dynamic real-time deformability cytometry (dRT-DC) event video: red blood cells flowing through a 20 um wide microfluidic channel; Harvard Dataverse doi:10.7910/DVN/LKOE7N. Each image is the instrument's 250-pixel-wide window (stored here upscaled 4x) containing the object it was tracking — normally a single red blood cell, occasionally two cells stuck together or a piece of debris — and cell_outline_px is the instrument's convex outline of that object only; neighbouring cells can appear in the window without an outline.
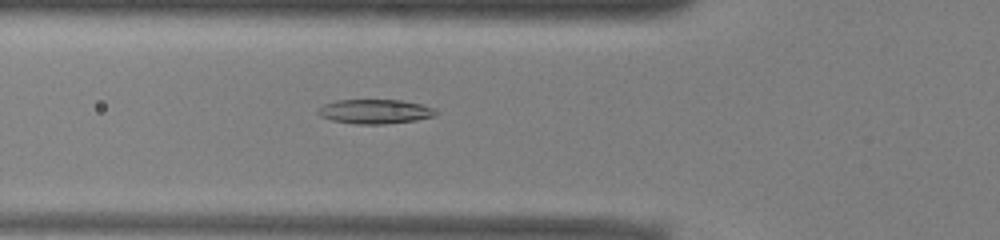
{"species": "common noctule bat (a hibernating species)", "species_latin": "Nyctalus noctula", "temperature_condition": "warm", "stored_images_in_passage": 51, "camera_frame_rate_fps": 3000, "um_per_image_px": 0.085, "animal": {"sex": "male", "body_mass_g": 13.0, "forearm_length_mm": 53.1}, "frame": {"image": 1, "passage_image": 18, "time_ms": 5.667, "image_size_px": [1000, 240], "cell_outline_px": [[436, 116], [416, 120], [384, 124], [356, 124], [332, 120], [320, 116], [316, 112], [324, 104], [336, 100], [400, 100], [420, 104], [436, 108]], "centroid_in_image_um": [31.88, 9.48], "position_along_channel_um": 93.9, "area_um2": 16.7}}
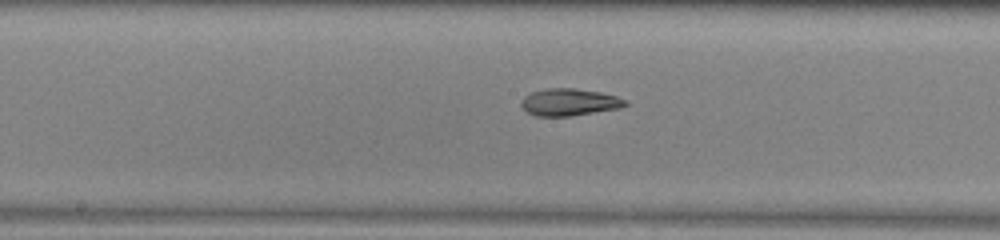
{"frame": {"image": 2, "passage_image": 26, "time_ms": 8.333, "image_size_px": [1000, 240], "cell_outline_px": [[628, 104], [620, 108], [572, 116], [536, 116], [528, 112], [520, 104], [520, 100], [524, 96], [532, 92], [544, 88], [576, 88], [600, 92], [616, 96], [628, 100]], "centroid_in_image_um": [48.4, 8.68], "position_along_channel_um": 199.8, "area_um2": 16.59}}
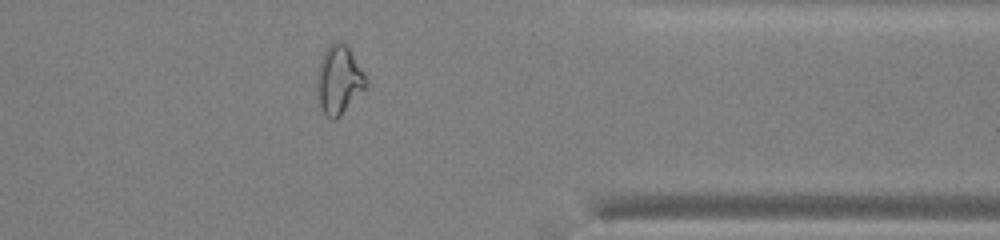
{"frame": {"image": 3, "passage_image": 41, "time_ms": 13.333, "image_size_px": [1000, 240], "cell_outline_px": [[368, 88], [336, 120], [332, 120], [324, 112], [320, 104], [316, 88], [316, 72], [320, 60], [328, 44], [332, 40], [344, 40], [348, 44], [364, 72], [368, 80]], "centroid_in_image_um": [28.84, 6.73], "position_along_channel_um": 382.6, "area_um2": 20.4}, "authors_computed_cell_mechanics": {"area_um2": 18.2648, "velocity_mm_per_s": 3.9612, "shape_relaxation_time_tau1_ms": null, "shape_relaxation_time_tau2_ms": 4.4282, "deformation_change_tau1": null, "deformation_change_tau2": 0.1178}}